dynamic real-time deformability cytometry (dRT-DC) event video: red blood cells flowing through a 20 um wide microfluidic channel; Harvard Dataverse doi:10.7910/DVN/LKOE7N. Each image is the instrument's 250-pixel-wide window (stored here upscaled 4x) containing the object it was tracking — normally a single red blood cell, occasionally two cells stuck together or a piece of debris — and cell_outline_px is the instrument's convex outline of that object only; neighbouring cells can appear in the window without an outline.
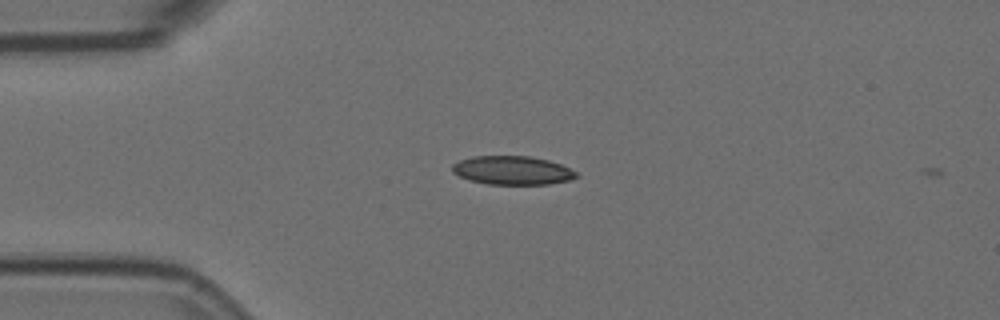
{"species": "Egyptian fruit bat (a non-hibernating species)", "species_latin": "Rousettus aegyptiacus", "temperature_condition": "room temperature", "stored_images_in_passage": 3, "camera_frame_rate_fps": 3000, "um_per_image_px": 0.085, "animal": {"sex": "female"}, "frame": {"image": 1, "passage_image": 2, "time_ms": 0.333, "image_size_px": [1000, 320], "cell_outline_px": [[580, 176], [572, 180], [548, 184], [488, 184], [472, 180], [460, 176], [452, 172], [452, 164], [460, 160], [472, 156], [532, 156], [548, 160], [560, 164], [576, 172]], "centroid_in_image_um": [43.57, 14.47], "position_along_channel_um": 41.4, "area_um2": 20.69}}